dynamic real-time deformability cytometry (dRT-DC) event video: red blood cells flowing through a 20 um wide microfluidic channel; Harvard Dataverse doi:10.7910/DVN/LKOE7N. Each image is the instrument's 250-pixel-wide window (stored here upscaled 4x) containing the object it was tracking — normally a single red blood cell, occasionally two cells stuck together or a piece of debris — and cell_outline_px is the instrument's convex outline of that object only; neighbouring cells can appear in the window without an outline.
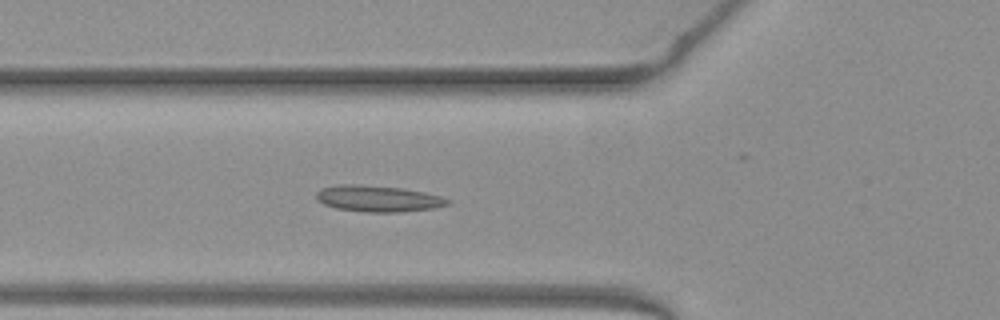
{"species": "common noctule bat (a hibernating species)", "species_latin": "Nyctalus noctula", "temperature_condition": "warm", "stored_images_in_passage": 45, "camera_frame_rate_fps": 3000, "um_per_image_px": 0.085, "animal": {"sex": "female", "body_mass_g": 19.3, "forearm_length_mm": 54.1}, "frame": {"image": 1, "passage_image": 12, "time_ms": 3.667, "image_size_px": [1000, 320], "cell_outline_px": [[452, 204], [436, 208], [400, 212], [368, 212], [336, 208], [324, 204], [316, 196], [316, 192], [320, 188], [336, 184], [356, 184], [404, 188], [424, 192], [440, 196], [452, 200]], "centroid_in_image_um": [32.18, 16.88], "position_along_channel_um": 93.6, "area_um2": 20.29}}
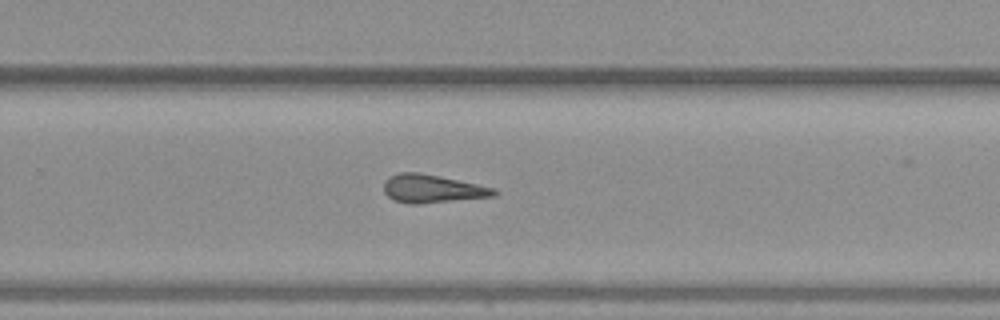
{"frame": {"image": 2, "passage_image": 27, "time_ms": 8.667, "image_size_px": [1000, 320], "cell_outline_px": [[496, 196], [420, 204], [408, 204], [396, 200], [388, 196], [384, 192], [384, 180], [400, 172], [420, 172], [440, 176], [476, 184], [492, 188], [496, 192]], "centroid_in_image_um": [36.71, 16.04], "position_along_channel_um": 293.1, "area_um2": 17.92}}
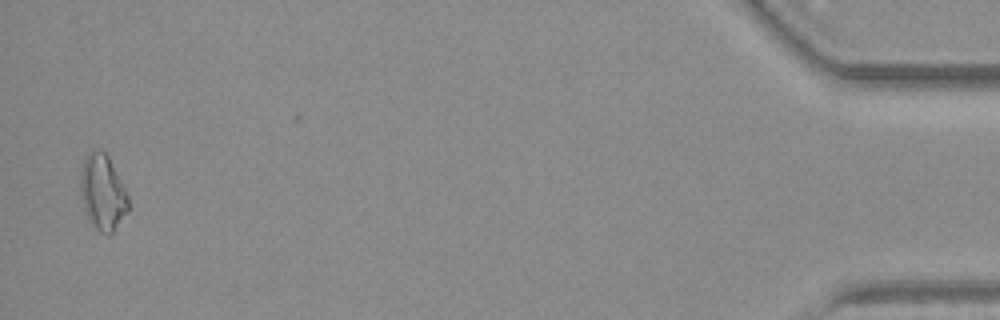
{"frame": {"image": 3, "passage_image": 44, "time_ms": 14.333, "image_size_px": [1000, 320], "cell_outline_px": [[132, 208], [112, 232], [108, 236], [100, 232], [96, 228], [88, 216], [84, 208], [80, 196], [80, 176], [84, 160], [88, 152], [92, 148], [100, 148], [108, 156], [128, 196]], "centroid_in_image_um": [8.74, 16.35], "position_along_channel_um": 426.5, "area_um2": 21.21}, "authors_computed_cell_mechanics": {"area_um2": 17.9758, "velocity_mm_per_s": 3.993, "shape_relaxation_time_tau1_ms": null, "shape_relaxation_time_tau2_ms": 5.9782, "deformation_change_tau1": null, "deformation_change_tau2": 0.2002}}